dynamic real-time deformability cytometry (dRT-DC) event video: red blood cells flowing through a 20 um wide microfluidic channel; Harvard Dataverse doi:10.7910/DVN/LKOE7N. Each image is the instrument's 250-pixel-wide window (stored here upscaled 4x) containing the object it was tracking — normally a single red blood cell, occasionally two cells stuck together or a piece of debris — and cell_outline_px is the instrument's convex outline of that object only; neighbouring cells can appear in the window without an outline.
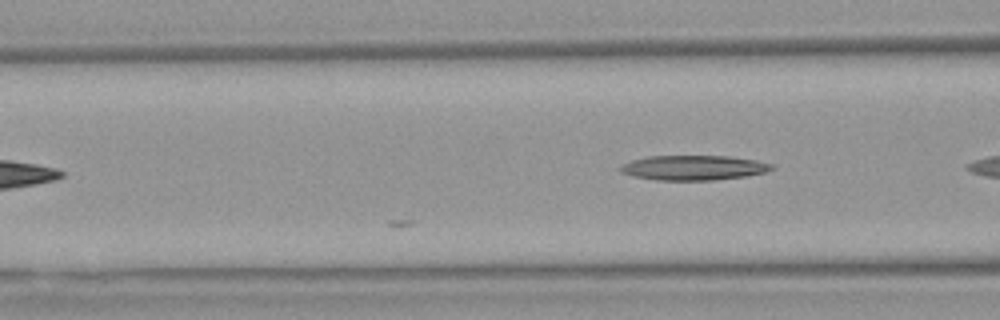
{"species": "Egyptian fruit bat (a non-hibernating species)", "species_latin": "Rousettus aegyptiacus", "temperature_condition": "warm", "stored_images_in_passage": 4, "camera_frame_rate_fps": 3000, "um_per_image_px": 0.085, "animal": {"sex": "female"}, "frame": {"image": 1, "passage_image": 4, "time_ms": 3.667, "image_size_px": [1000, 320], "cell_outline_px": [[776, 168], [764, 172], [744, 176], [712, 180], [656, 180], [636, 176], [620, 172], [620, 168], [624, 164], [632, 160], [648, 156], [728, 156], [756, 160], [772, 164]], "centroid_in_image_um": [58.97, 14.25], "position_along_channel_um": 107.6, "area_um2": 21.62}}